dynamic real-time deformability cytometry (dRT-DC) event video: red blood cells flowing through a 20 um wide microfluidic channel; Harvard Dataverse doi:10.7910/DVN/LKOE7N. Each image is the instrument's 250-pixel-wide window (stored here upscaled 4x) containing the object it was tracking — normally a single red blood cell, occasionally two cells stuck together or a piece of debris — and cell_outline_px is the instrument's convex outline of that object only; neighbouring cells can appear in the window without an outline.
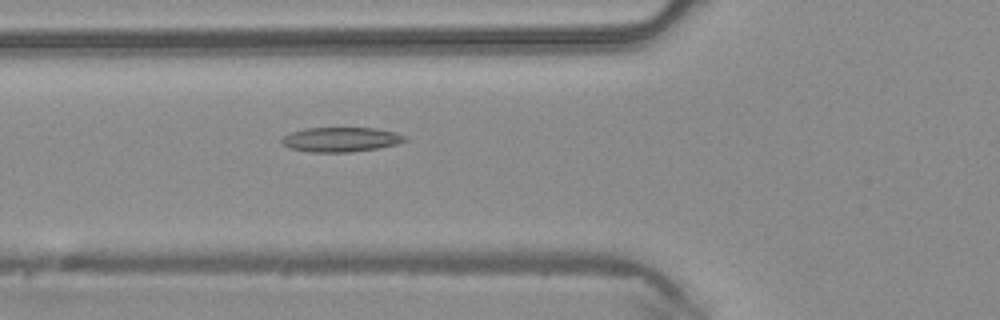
{"species": "common noctule bat (a hibernating species)", "species_latin": "Nyctalus noctula", "temperature_condition": "warm", "stored_images_in_passage": 45, "camera_frame_rate_fps": 3000, "um_per_image_px": 0.085, "animal": {"sex": "male", "body_mass_g": 20.4}, "frame": {"image": 1, "passage_image": 18, "time_ms": 5.667, "image_size_px": [1000, 320], "cell_outline_px": [[408, 140], [396, 144], [376, 148], [352, 152], [308, 152], [292, 148], [284, 144], [280, 140], [284, 136], [292, 132], [308, 128], [376, 128], [396, 132], [408, 136]], "centroid_in_image_um": [29.03, 11.85], "position_along_channel_um": 96.8, "area_um2": 17.57}}
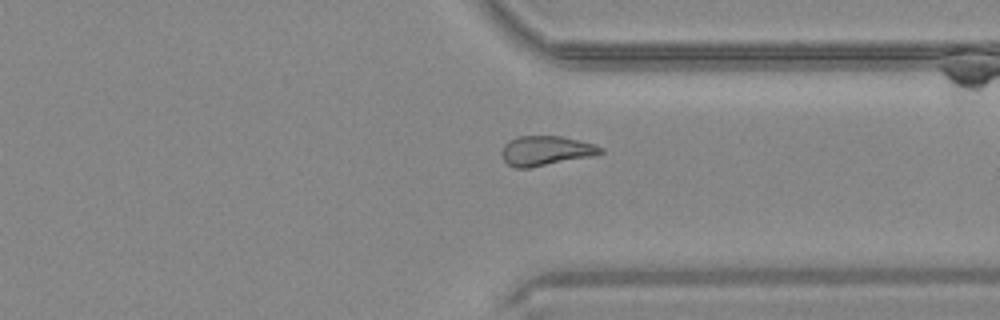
{"frame": {"image": 2, "passage_image": 37, "time_ms": 12.0, "image_size_px": [1000, 320], "cell_outline_px": [[604, 152], [592, 156], [528, 168], [512, 168], [504, 160], [500, 152], [504, 144], [508, 140], [516, 136], [560, 136], [592, 144], [604, 148]], "centroid_in_image_um": [46.34, 12.81], "position_along_channel_um": 365.1, "area_um2": 17.05}}
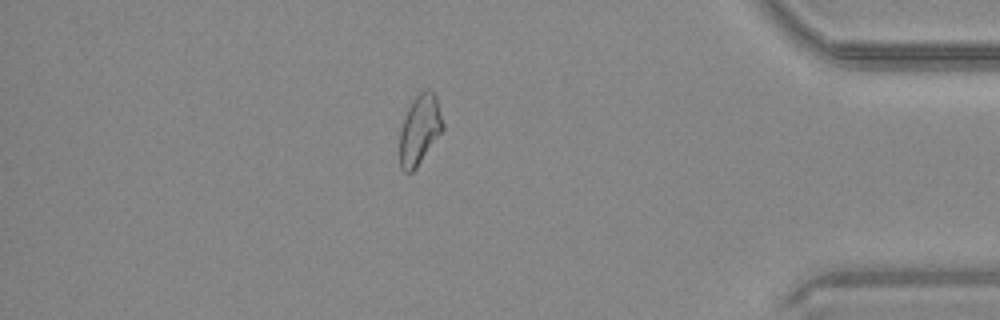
{"frame": {"image": 3, "passage_image": 42, "time_ms": 13.667, "image_size_px": [1000, 320], "cell_outline_px": [[444, 128], [416, 168], [412, 172], [404, 172], [400, 168], [400, 132], [408, 108], [412, 100], [420, 92], [428, 88], [432, 88], [436, 96], [444, 124]], "centroid_in_image_um": [35.68, 11.0], "position_along_channel_um": 399.5, "area_um2": 17.46}}